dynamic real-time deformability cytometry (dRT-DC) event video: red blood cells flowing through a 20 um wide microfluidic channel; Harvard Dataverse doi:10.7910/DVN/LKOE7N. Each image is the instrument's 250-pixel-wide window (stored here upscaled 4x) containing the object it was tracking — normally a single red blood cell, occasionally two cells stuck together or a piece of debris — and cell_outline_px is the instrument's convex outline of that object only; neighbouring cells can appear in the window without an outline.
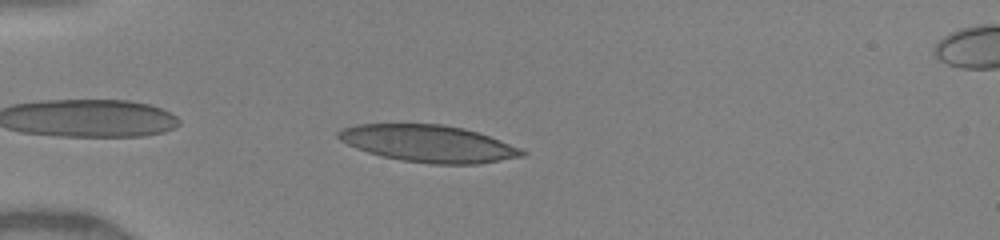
{"species": "human", "species_latin": "Homo sapiens", "temperature_condition": "warm", "stored_images_in_passage": 37, "camera_frame_rate_fps": 3000, "um_per_image_px": 0.085, "donor": {"sex": "female"}, "frame": {"image": 1, "passage_image": 2, "time_ms": 0.333, "image_size_px": [1000, 240], "cell_outline_px": [[528, 152], [524, 156], [476, 164], [432, 164], [404, 160], [384, 156], [368, 152], [356, 148], [340, 140], [336, 136], [336, 132], [340, 128], [356, 124], [444, 124], [464, 128], [500, 140], [520, 148]], "centroid_in_image_um": [36.4, 12.19], "position_along_channel_um": 48.6, "area_um2": 39.42}}
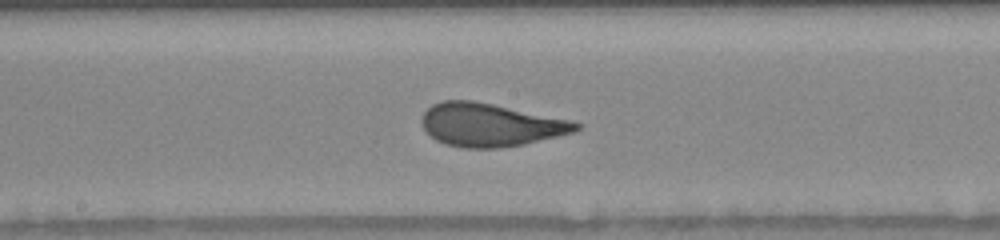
{"frame": {"image": 2, "passage_image": 15, "time_ms": 4.667, "image_size_px": [1000, 240], "cell_outline_px": [[584, 124], [576, 132], [524, 144], [496, 148], [464, 148], [444, 144], [436, 140], [420, 124], [420, 120], [424, 112], [432, 104], [444, 100], [472, 100], [572, 120]], "centroid_in_image_um": [41.69, 10.61], "position_along_channel_um": 206.5, "area_um2": 38.84}}
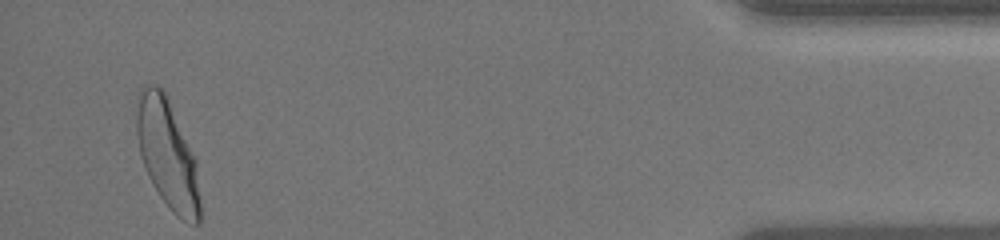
{"frame": {"image": 3, "passage_image": 35, "time_ms": 11.333, "image_size_px": [1000, 240], "cell_outline_px": [[200, 224], [196, 224], [184, 220], [176, 216], [172, 212], [160, 196], [140, 156], [136, 132], [136, 96], [140, 88], [144, 84], [156, 84], [164, 92], [168, 100], [196, 160], [200, 200]], "centroid_in_image_um": [14.21, 13.06], "position_along_channel_um": 421.0, "area_um2": 40.0}, "authors_computed_cell_mechanics": {"area_um2": 38.726, "velocity_mm_per_s": 4.1622, "shape_relaxation_time_tau1_ms": 3.8162, "shape_relaxation_time_tau2_ms": null, "deformation_change_tau1": 0.1801, "deformation_change_tau2": null}}